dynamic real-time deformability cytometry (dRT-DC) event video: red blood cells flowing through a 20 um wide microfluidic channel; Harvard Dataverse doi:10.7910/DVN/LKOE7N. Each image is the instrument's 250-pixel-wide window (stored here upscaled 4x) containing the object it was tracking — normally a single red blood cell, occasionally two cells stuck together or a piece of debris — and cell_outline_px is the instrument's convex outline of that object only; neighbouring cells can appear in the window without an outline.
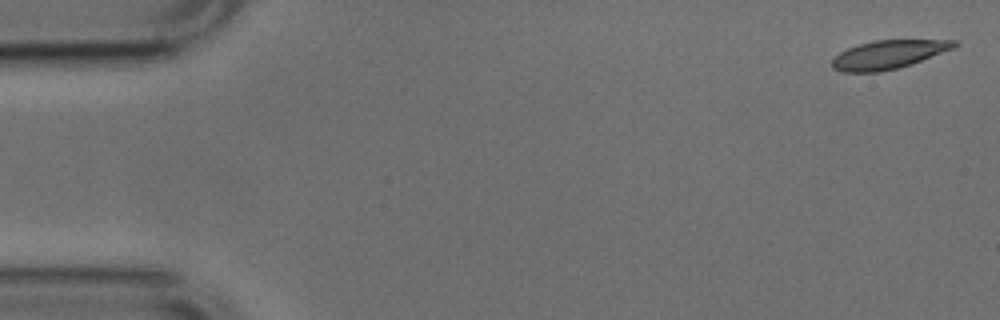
{"species": "common noctule bat (a hibernating species)", "species_latin": "Nyctalus noctula", "temperature_condition": "cold", "stored_images_in_passage": 50, "camera_frame_rate_fps": 3000, "um_per_image_px": 0.085, "animal": {"sex": "male", "body_mass_g": 17.9, "forearm_length_mm": 54.2}, "frame": {"image": 1, "passage_image": 1, "time_ms": 0.0, "image_size_px": [1000, 320], "cell_outline_px": [[960, 44], [956, 48], [912, 64], [880, 72], [844, 72], [832, 68], [832, 60], [840, 52], [848, 48], [872, 40], [956, 40]], "centroid_in_image_um": [75.56, 4.63], "position_along_channel_um": 9.4, "area_um2": 20.4}}
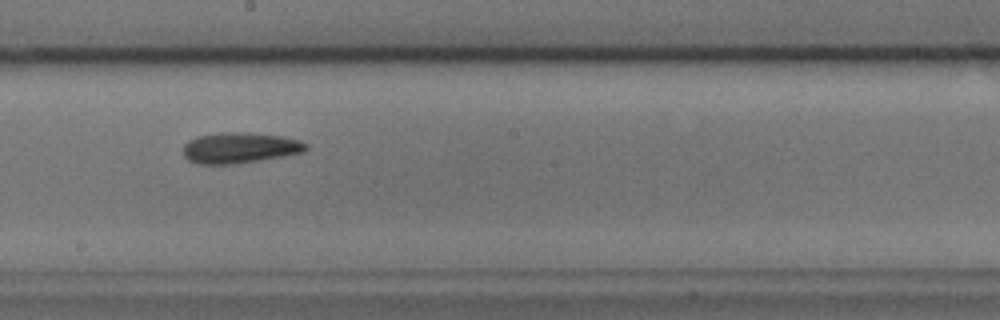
{"frame": {"image": 2, "passage_image": 28, "time_ms": 9.0, "image_size_px": [1000, 320], "cell_outline_px": [[308, 148], [304, 152], [284, 156], [236, 164], [196, 164], [188, 160], [184, 156], [184, 144], [188, 140], [196, 136], [224, 132], [248, 132], [284, 136], [300, 140], [308, 144]], "centroid_in_image_um": [20.39, 12.56], "position_along_channel_um": 227.8, "area_um2": 22.31}}
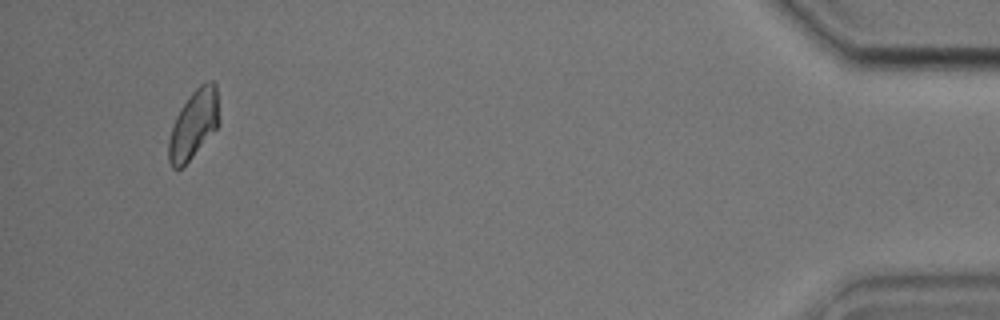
{"frame": {"image": 3, "passage_image": 49, "time_ms": 16.0, "image_size_px": [1000, 320], "cell_outline_px": [[220, 124], [192, 156], [180, 168], [172, 168], [168, 160], [168, 140], [176, 116], [180, 108], [192, 92], [200, 84], [212, 80], [216, 84], [220, 120]], "centroid_in_image_um": [16.47, 10.53], "position_along_channel_um": 418.7, "area_um2": 20.0}, "authors_computed_cell_mechanics": {"area_um2": 20.9525, "velocity_mm_per_s": 3.7972, "shape_relaxation_time_tau1_ms": 3.0235, "shape_relaxation_time_tau2_ms": null, "deformation_change_tau1": 0.1074, "deformation_change_tau2": null}}